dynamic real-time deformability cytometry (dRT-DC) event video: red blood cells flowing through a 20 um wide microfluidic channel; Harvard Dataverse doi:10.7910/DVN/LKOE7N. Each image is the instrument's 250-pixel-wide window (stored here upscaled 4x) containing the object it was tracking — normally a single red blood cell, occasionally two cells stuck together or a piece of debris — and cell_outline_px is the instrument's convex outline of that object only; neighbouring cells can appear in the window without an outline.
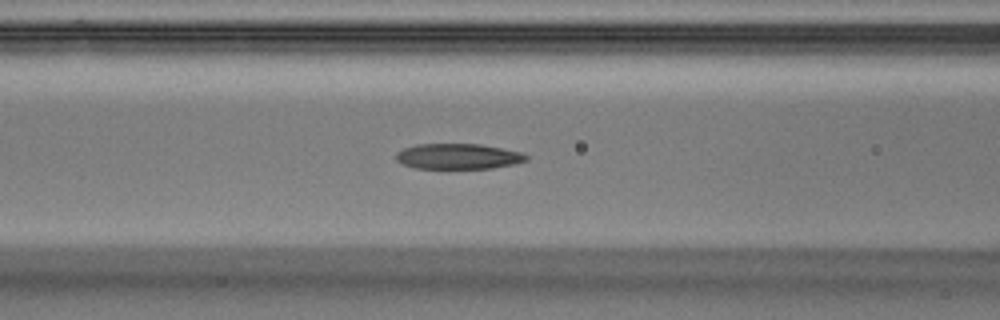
{"species": "Egyptian fruit bat (a non-hibernating species)", "species_latin": "Rousettus aegyptiacus", "temperature_condition": "warm", "stored_images_in_passage": 44, "camera_frame_rate_fps": 3000, "um_per_image_px": 0.085, "animal": {"sex": "male"}, "frame": {"image": 1, "passage_image": 19, "time_ms": 6.0, "image_size_px": [1000, 320], "cell_outline_px": [[528, 160], [516, 164], [492, 168], [416, 168], [404, 164], [396, 160], [396, 152], [404, 148], [416, 144], [480, 144], [520, 152], [528, 156]], "centroid_in_image_um": [38.95, 13.29], "position_along_channel_um": 127.7, "area_um2": 19.25}}
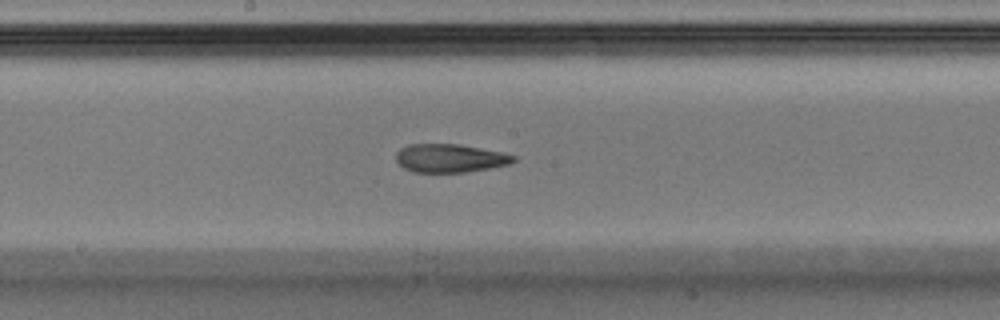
{"frame": {"image": 2, "passage_image": 25, "time_ms": 8.0, "image_size_px": [1000, 320], "cell_outline_px": [[516, 160], [508, 164], [488, 168], [464, 172], [412, 172], [404, 168], [396, 160], [396, 152], [400, 148], [408, 144], [460, 144], [500, 152], [516, 156]], "centroid_in_image_um": [38.2, 13.44], "position_along_channel_um": 210.0, "area_um2": 19.31}}
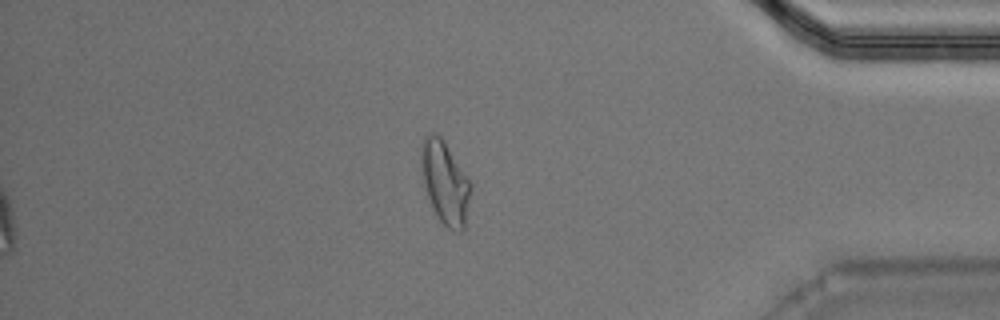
{"frame": {"image": 3, "passage_image": 41, "time_ms": 13.333, "image_size_px": [1000, 320], "cell_outline_px": [[472, 188], [464, 232], [456, 232], [448, 228], [440, 220], [432, 208], [424, 184], [420, 160], [420, 148], [424, 136], [432, 132], [436, 132], [440, 136], [472, 184]], "centroid_in_image_um": [37.83, 15.54], "position_along_channel_um": 397.4, "area_um2": 23.93}}